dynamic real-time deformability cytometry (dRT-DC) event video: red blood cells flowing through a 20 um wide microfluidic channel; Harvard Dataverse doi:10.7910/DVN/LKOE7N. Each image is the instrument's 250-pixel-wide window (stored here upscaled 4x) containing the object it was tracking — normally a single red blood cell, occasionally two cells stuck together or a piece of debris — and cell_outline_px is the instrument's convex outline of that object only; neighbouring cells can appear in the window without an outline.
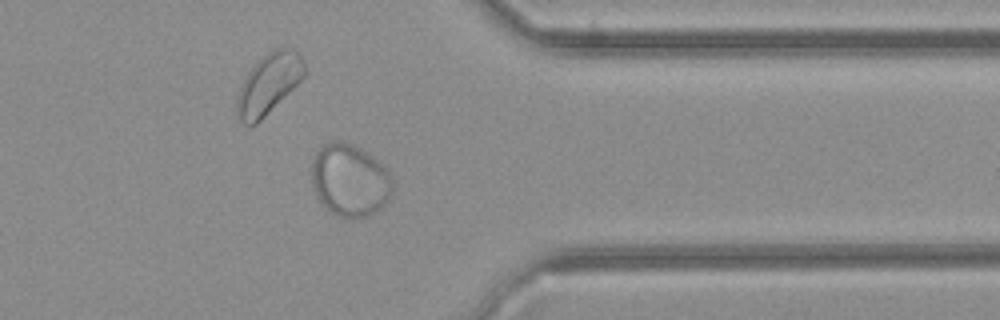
{"species": "common noctule bat (a hibernating species)", "species_latin": "Nyctalus noctula", "temperature_condition": "cold", "stored_images_in_passage": 27, "camera_frame_rate_fps": 3000, "um_per_image_px": 0.085, "animal": {"sex": "female", "body_mass_g": 21.9}, "frame": {"image": 1, "passage_image": 20, "time_ms": 6.333, "image_size_px": [1000, 320], "cell_outline_px": [[392, 192], [388, 200], [376, 212], [368, 216], [352, 220], [340, 216], [324, 208], [320, 204], [316, 196], [312, 184], [312, 160], [316, 152], [324, 144], [332, 140], [344, 140], [360, 148], [380, 160], [384, 164], [392, 176]], "centroid_in_image_um": [29.74, 15.32], "position_along_channel_um": 381.7, "area_um2": 34.91}}